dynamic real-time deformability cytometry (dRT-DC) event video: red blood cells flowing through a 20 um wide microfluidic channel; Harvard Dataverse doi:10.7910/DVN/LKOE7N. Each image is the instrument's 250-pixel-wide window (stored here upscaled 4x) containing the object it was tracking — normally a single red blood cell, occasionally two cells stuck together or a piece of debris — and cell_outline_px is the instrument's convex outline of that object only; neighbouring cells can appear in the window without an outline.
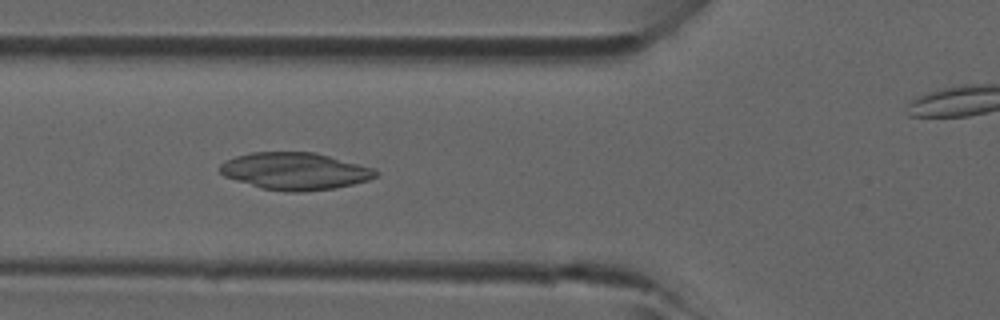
{"species": "common noctule bat (a hibernating species)", "species_latin": "Nyctalus noctula", "temperature_condition": "room temperature", "stored_images_in_passage": 40, "camera_frame_rate_fps": 3000, "um_per_image_px": 0.085, "animal": {"sex": "male", "forearm_length_mm": 52.5}, "frame": {"image": 1, "passage_image": 17, "time_ms": 5.333, "image_size_px": [1000, 320], "cell_outline_px": [[380, 172], [376, 176], [368, 180], [336, 188], [304, 192], [284, 192], [260, 188], [224, 176], [220, 172], [220, 164], [224, 160], [236, 156], [252, 152], [316, 152], [376, 168]], "centroid_in_image_um": [25.1, 14.55], "position_along_channel_um": 100.7, "area_um2": 34.1}}
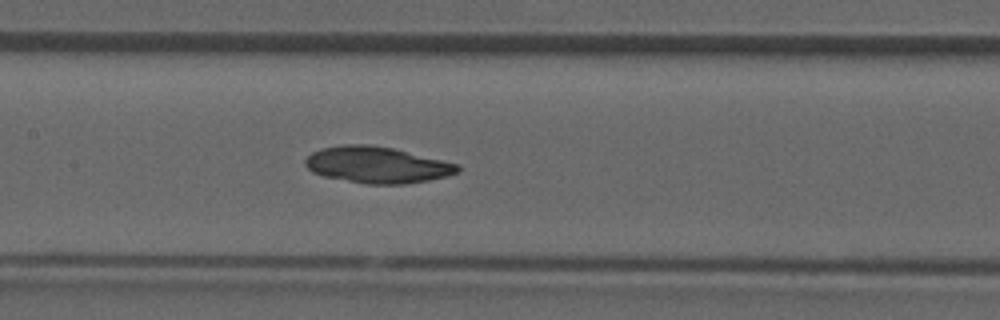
{"frame": {"image": 2, "passage_image": 22, "time_ms": 7.0, "image_size_px": [1000, 320], "cell_outline_px": [[460, 172], [428, 180], [404, 184], [368, 184], [324, 176], [312, 172], [304, 164], [304, 160], [312, 152], [320, 148], [340, 144], [368, 144], [392, 148], [460, 164]], "centroid_in_image_um": [32.03, 14.0], "position_along_channel_um": 175.4, "area_um2": 32.25}}
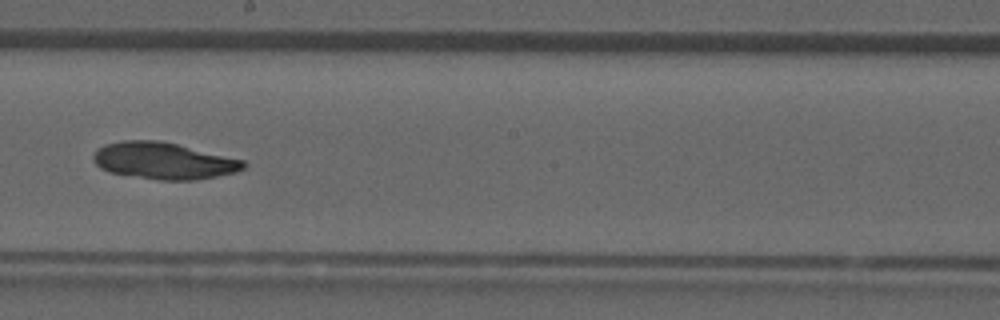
{"frame": {"image": 3, "passage_image": 26, "time_ms": 8.333, "image_size_px": [1000, 320], "cell_outline_px": [[248, 164], [244, 168], [236, 172], [196, 180], [160, 180], [108, 172], [100, 168], [92, 160], [92, 156], [96, 148], [104, 144], [124, 140], [160, 140], [244, 160]], "centroid_in_image_um": [13.88, 13.66], "position_along_channel_um": 234.3, "area_um2": 32.25}}